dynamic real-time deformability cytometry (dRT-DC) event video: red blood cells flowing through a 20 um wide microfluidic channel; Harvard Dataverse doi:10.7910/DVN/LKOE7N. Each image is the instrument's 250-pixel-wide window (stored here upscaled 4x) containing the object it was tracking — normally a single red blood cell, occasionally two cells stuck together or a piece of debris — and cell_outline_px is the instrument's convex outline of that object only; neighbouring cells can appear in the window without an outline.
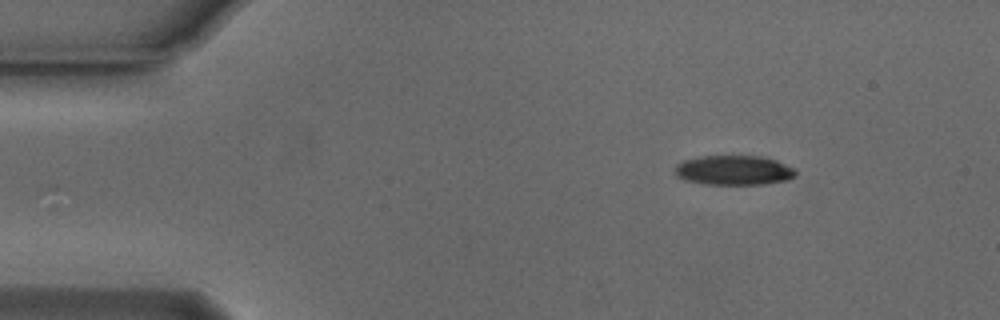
{"species": "Egyptian fruit bat (a non-hibernating species)", "species_latin": "Rousettus aegyptiacus", "temperature_condition": "cold", "stored_images_in_passage": 8, "camera_frame_rate_fps": 3000, "um_per_image_px": 0.085, "animal": {"sex": "male"}, "frame": {"image": 1, "passage_image": 1, "time_ms": 0.0, "image_size_px": [1000, 320], "cell_outline_px": [[796, 176], [788, 180], [764, 184], [704, 184], [684, 180], [676, 176], [676, 164], [684, 160], [700, 156], [760, 156], [776, 160], [796, 168]], "centroid_in_image_um": [62.4, 14.47], "position_along_channel_um": 22.6, "area_um2": 20.98}}